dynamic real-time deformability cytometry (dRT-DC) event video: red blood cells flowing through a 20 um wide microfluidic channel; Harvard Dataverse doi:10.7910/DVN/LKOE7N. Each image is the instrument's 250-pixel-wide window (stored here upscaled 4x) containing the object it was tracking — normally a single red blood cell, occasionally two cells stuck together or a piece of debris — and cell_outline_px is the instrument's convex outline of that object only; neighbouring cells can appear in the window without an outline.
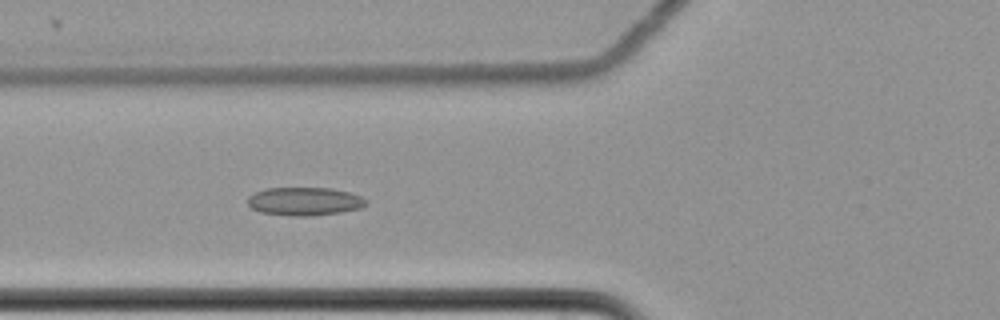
{"species": "common noctule bat (a hibernating species)", "species_latin": "Nyctalus noctula", "temperature_condition": "cold", "stored_images_in_passage": 6, "camera_frame_rate_fps": 3000, "um_per_image_px": 0.085, "animal": {"sex": "female", "body_mass_g": 22.7, "forearm_length_mm": 54.2}, "frame": {"image": 1, "passage_image": 6, "time_ms": 1.667, "image_size_px": [1000, 320], "cell_outline_px": [[368, 204], [360, 208], [340, 212], [312, 216], [292, 216], [260, 212], [252, 208], [248, 204], [248, 196], [256, 192], [268, 188], [332, 188], [348, 192], [360, 196], [368, 200]], "centroid_in_image_um": [25.9, 17.12], "position_along_channel_um": 99.9, "area_um2": 19.48}}